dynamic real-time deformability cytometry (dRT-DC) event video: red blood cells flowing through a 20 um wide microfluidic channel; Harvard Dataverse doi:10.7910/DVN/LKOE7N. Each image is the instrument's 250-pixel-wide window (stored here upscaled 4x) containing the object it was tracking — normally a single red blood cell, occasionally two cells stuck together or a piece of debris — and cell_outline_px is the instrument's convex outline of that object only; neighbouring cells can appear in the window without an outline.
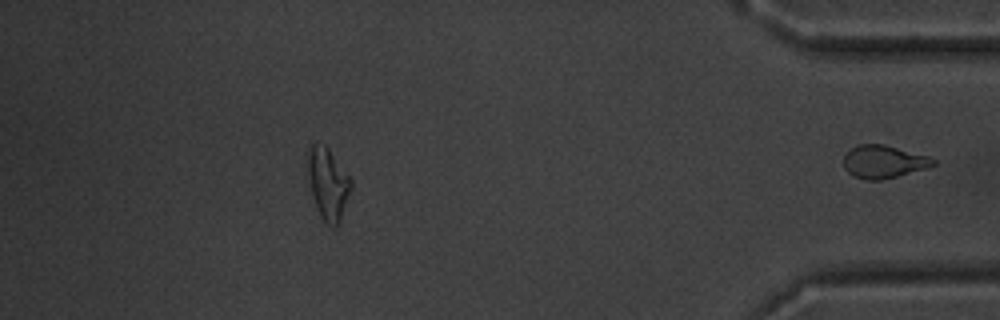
{"species": "common noctule bat (a hibernating species)", "species_latin": "Nyctalus noctula", "temperature_condition": "warm", "stored_images_in_passage": 50, "segment_of_instrument_passage": [2, 2], "camera_frame_rate_fps": 3000, "um_per_image_px": 0.085, "animal": {"sex": "male", "body_mass_g": 20.1, "forearm_length_mm": 53.5}, "frame": {"image": 1, "passage_image": 50, "time_ms": 16.333, "image_size_px": [1000, 320], "cell_outline_px": [[936, 164], [928, 168], [880, 180], [868, 180], [852, 176], [844, 168], [844, 156], [852, 148], [860, 144], [884, 144], [928, 156], [936, 160]], "centroid_in_image_um": [75.11, 13.75], "position_along_channel_um": 360.1, "area_um2": 17.05}}